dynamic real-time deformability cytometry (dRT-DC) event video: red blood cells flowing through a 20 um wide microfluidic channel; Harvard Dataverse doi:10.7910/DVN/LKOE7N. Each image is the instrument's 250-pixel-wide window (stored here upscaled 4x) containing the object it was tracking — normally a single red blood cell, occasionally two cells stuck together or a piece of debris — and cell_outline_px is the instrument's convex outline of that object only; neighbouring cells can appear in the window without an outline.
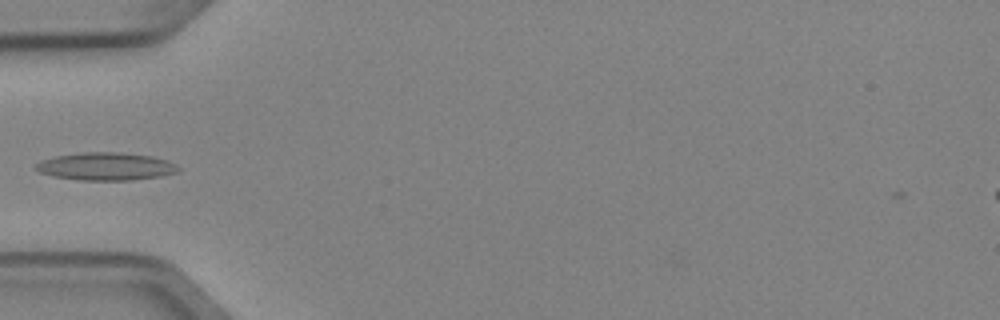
{"species": "Egyptian fruit bat (a non-hibernating species)", "species_latin": "Rousettus aegyptiacus", "temperature_condition": "cold", "stored_images_in_passage": 5, "camera_frame_rate_fps": 3000, "um_per_image_px": 0.085, "animal": {"sex": "female"}, "frame": {"image": 1, "passage_image": 5, "time_ms": 1.333, "image_size_px": [1000, 320], "cell_outline_px": [[180, 168], [176, 172], [160, 176], [132, 180], [80, 180], [52, 176], [40, 172], [32, 168], [40, 160], [56, 156], [84, 152], [120, 152], [152, 156], [168, 160], [176, 164]], "centroid_in_image_um": [8.98, 14.14], "position_along_channel_um": 76.0, "area_um2": 23.12}}